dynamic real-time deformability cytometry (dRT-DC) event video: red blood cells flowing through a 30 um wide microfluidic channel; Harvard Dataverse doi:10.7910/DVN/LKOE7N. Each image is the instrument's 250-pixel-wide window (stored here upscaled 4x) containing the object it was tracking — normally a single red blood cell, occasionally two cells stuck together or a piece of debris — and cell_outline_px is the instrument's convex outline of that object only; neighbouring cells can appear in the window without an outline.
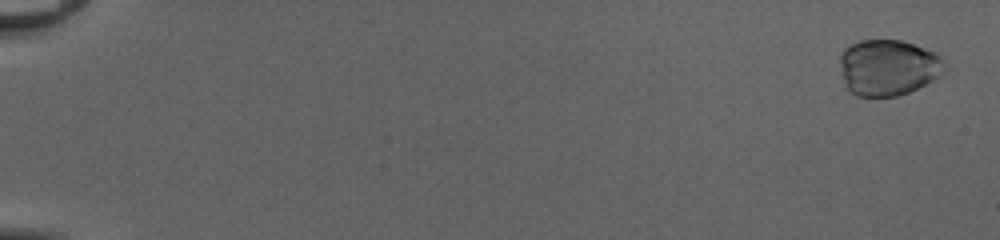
{"species": "common noctule bat (a hibernating species)", "species_latin": "Nyctalus noctula", "temperature_condition": "cold", "stored_images_in_passage": 52, "camera_frame_rate_fps": 3000, "um_per_image_px": 0.085, "animal": {"sex": "female", "body_mass_g": 20.0, "forearm_length_mm": 54.0}, "frame": {"image": 1, "passage_image": 2, "time_ms": 0.333, "image_size_px": [1000, 240], "cell_outline_px": [[944, 64], [940, 76], [908, 92], [896, 96], [856, 96], [848, 92], [840, 60], [840, 56], [844, 48], [860, 40], [900, 40], [912, 44], [932, 52], [940, 56]], "centroid_in_image_um": [75.46, 5.74], "position_along_channel_um": 9.5, "area_um2": 33.58}}
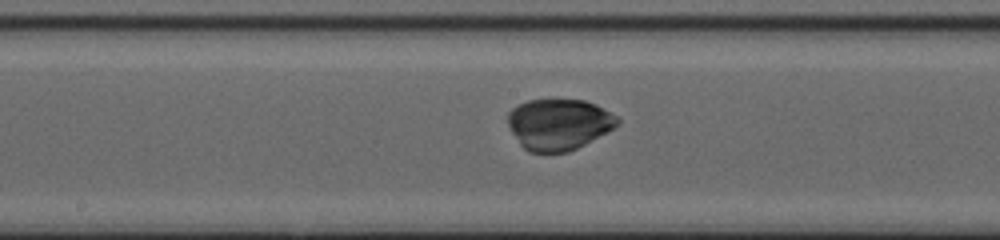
{"frame": {"image": 2, "passage_image": 30, "time_ms": 9.667, "image_size_px": [1000, 240], "cell_outline_px": [[620, 120], [616, 128], [568, 152], [528, 152], [520, 144], [512, 132], [508, 124], [508, 112], [512, 108], [528, 100], [584, 100], [596, 104], [620, 116]], "centroid_in_image_um": [47.54, 10.56], "position_along_channel_um": 200.7, "area_um2": 32.71}}
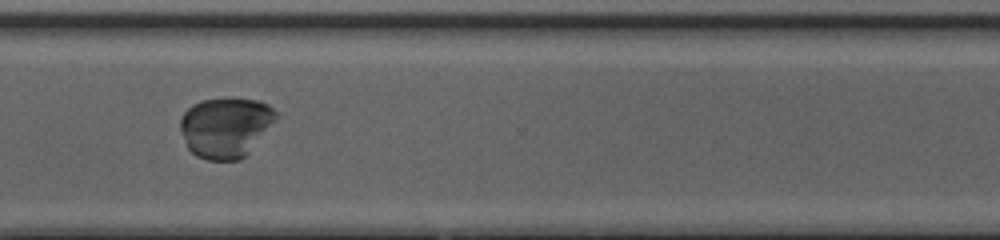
{"frame": {"image": 3, "passage_image": 41, "time_ms": 13.333, "image_size_px": [1000, 240], "cell_outline_px": [[280, 116], [248, 152], [240, 160], [208, 160], [196, 156], [188, 148], [180, 132], [180, 120], [184, 112], [192, 104], [200, 100], [232, 96], [260, 100], [268, 104]], "centroid_in_image_um": [19.18, 10.77], "position_along_channel_um": 351.4, "area_um2": 34.16}}